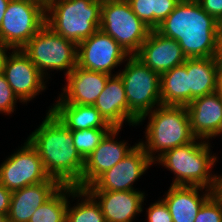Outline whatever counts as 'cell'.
I'll return each instance as SVG.
<instances>
[{"instance_id": "cell-1", "label": "cell", "mask_w": 222, "mask_h": 222, "mask_svg": "<svg viewBox=\"0 0 222 222\" xmlns=\"http://www.w3.org/2000/svg\"><path fill=\"white\" fill-rule=\"evenodd\" d=\"M155 30L176 40L187 58L220 56L222 24L196 0H180Z\"/></svg>"}, {"instance_id": "cell-2", "label": "cell", "mask_w": 222, "mask_h": 222, "mask_svg": "<svg viewBox=\"0 0 222 222\" xmlns=\"http://www.w3.org/2000/svg\"><path fill=\"white\" fill-rule=\"evenodd\" d=\"M36 148L46 173L62 185L81 188L84 159L73 144V136L50 111L41 125L27 138Z\"/></svg>"}, {"instance_id": "cell-3", "label": "cell", "mask_w": 222, "mask_h": 222, "mask_svg": "<svg viewBox=\"0 0 222 222\" xmlns=\"http://www.w3.org/2000/svg\"><path fill=\"white\" fill-rule=\"evenodd\" d=\"M149 116L145 132L144 148L148 157L155 162L165 151L192 142L196 137L191 131L190 117L186 106L160 105L144 114L137 121L142 123ZM157 156H154L156 152Z\"/></svg>"}, {"instance_id": "cell-4", "label": "cell", "mask_w": 222, "mask_h": 222, "mask_svg": "<svg viewBox=\"0 0 222 222\" xmlns=\"http://www.w3.org/2000/svg\"><path fill=\"white\" fill-rule=\"evenodd\" d=\"M165 151L155 161L175 174L171 185L198 186L213 190L216 176L211 173L217 157L210 153V143L201 139ZM203 140V141H202ZM207 141V142H206ZM211 173V174H210Z\"/></svg>"}, {"instance_id": "cell-5", "label": "cell", "mask_w": 222, "mask_h": 222, "mask_svg": "<svg viewBox=\"0 0 222 222\" xmlns=\"http://www.w3.org/2000/svg\"><path fill=\"white\" fill-rule=\"evenodd\" d=\"M102 0H50L46 25L77 45L100 26Z\"/></svg>"}, {"instance_id": "cell-6", "label": "cell", "mask_w": 222, "mask_h": 222, "mask_svg": "<svg viewBox=\"0 0 222 222\" xmlns=\"http://www.w3.org/2000/svg\"><path fill=\"white\" fill-rule=\"evenodd\" d=\"M121 77L128 102V123L137 126L144 114L160 106V75L146 66L135 55L127 58ZM156 105V106H155Z\"/></svg>"}, {"instance_id": "cell-7", "label": "cell", "mask_w": 222, "mask_h": 222, "mask_svg": "<svg viewBox=\"0 0 222 222\" xmlns=\"http://www.w3.org/2000/svg\"><path fill=\"white\" fill-rule=\"evenodd\" d=\"M99 29L129 55L140 50L152 30L133 13L127 0H102Z\"/></svg>"}, {"instance_id": "cell-8", "label": "cell", "mask_w": 222, "mask_h": 222, "mask_svg": "<svg viewBox=\"0 0 222 222\" xmlns=\"http://www.w3.org/2000/svg\"><path fill=\"white\" fill-rule=\"evenodd\" d=\"M21 50L44 77L48 75L47 69L66 70L67 76L77 66V44L55 33L46 24Z\"/></svg>"}, {"instance_id": "cell-9", "label": "cell", "mask_w": 222, "mask_h": 222, "mask_svg": "<svg viewBox=\"0 0 222 222\" xmlns=\"http://www.w3.org/2000/svg\"><path fill=\"white\" fill-rule=\"evenodd\" d=\"M46 24V5L38 0H10L0 25V40L22 49Z\"/></svg>"}, {"instance_id": "cell-10", "label": "cell", "mask_w": 222, "mask_h": 222, "mask_svg": "<svg viewBox=\"0 0 222 222\" xmlns=\"http://www.w3.org/2000/svg\"><path fill=\"white\" fill-rule=\"evenodd\" d=\"M49 178L38 151L28 139L0 165V183L10 191L45 182Z\"/></svg>"}, {"instance_id": "cell-11", "label": "cell", "mask_w": 222, "mask_h": 222, "mask_svg": "<svg viewBox=\"0 0 222 222\" xmlns=\"http://www.w3.org/2000/svg\"><path fill=\"white\" fill-rule=\"evenodd\" d=\"M130 55L108 34L98 29L77 45V66L113 75L112 69Z\"/></svg>"}, {"instance_id": "cell-12", "label": "cell", "mask_w": 222, "mask_h": 222, "mask_svg": "<svg viewBox=\"0 0 222 222\" xmlns=\"http://www.w3.org/2000/svg\"><path fill=\"white\" fill-rule=\"evenodd\" d=\"M154 162L138 143L120 162L101 174L87 191H137L133 183L138 180Z\"/></svg>"}, {"instance_id": "cell-13", "label": "cell", "mask_w": 222, "mask_h": 222, "mask_svg": "<svg viewBox=\"0 0 222 222\" xmlns=\"http://www.w3.org/2000/svg\"><path fill=\"white\" fill-rule=\"evenodd\" d=\"M9 54L2 74L18 100L25 103L46 89L45 78L21 49Z\"/></svg>"}, {"instance_id": "cell-14", "label": "cell", "mask_w": 222, "mask_h": 222, "mask_svg": "<svg viewBox=\"0 0 222 222\" xmlns=\"http://www.w3.org/2000/svg\"><path fill=\"white\" fill-rule=\"evenodd\" d=\"M121 128H112L97 148L84 160L81 189L90 186L101 174L120 162L134 148L127 142L115 141Z\"/></svg>"}, {"instance_id": "cell-15", "label": "cell", "mask_w": 222, "mask_h": 222, "mask_svg": "<svg viewBox=\"0 0 222 222\" xmlns=\"http://www.w3.org/2000/svg\"><path fill=\"white\" fill-rule=\"evenodd\" d=\"M135 56L159 75L187 60L176 40L164 37L156 30H151Z\"/></svg>"}, {"instance_id": "cell-16", "label": "cell", "mask_w": 222, "mask_h": 222, "mask_svg": "<svg viewBox=\"0 0 222 222\" xmlns=\"http://www.w3.org/2000/svg\"><path fill=\"white\" fill-rule=\"evenodd\" d=\"M191 131L199 140L214 138L222 132V94L215 92L192 100L187 106Z\"/></svg>"}, {"instance_id": "cell-17", "label": "cell", "mask_w": 222, "mask_h": 222, "mask_svg": "<svg viewBox=\"0 0 222 222\" xmlns=\"http://www.w3.org/2000/svg\"><path fill=\"white\" fill-rule=\"evenodd\" d=\"M110 76L76 66L66 76L67 86L56 103L94 105Z\"/></svg>"}, {"instance_id": "cell-18", "label": "cell", "mask_w": 222, "mask_h": 222, "mask_svg": "<svg viewBox=\"0 0 222 222\" xmlns=\"http://www.w3.org/2000/svg\"><path fill=\"white\" fill-rule=\"evenodd\" d=\"M62 184L50 177L47 181L12 191L9 222H29L36 209L47 201Z\"/></svg>"}, {"instance_id": "cell-19", "label": "cell", "mask_w": 222, "mask_h": 222, "mask_svg": "<svg viewBox=\"0 0 222 222\" xmlns=\"http://www.w3.org/2000/svg\"><path fill=\"white\" fill-rule=\"evenodd\" d=\"M99 203L106 222H132L142 212L141 191H88Z\"/></svg>"}, {"instance_id": "cell-20", "label": "cell", "mask_w": 222, "mask_h": 222, "mask_svg": "<svg viewBox=\"0 0 222 222\" xmlns=\"http://www.w3.org/2000/svg\"><path fill=\"white\" fill-rule=\"evenodd\" d=\"M201 190L206 193L203 192L200 197ZM212 195V190L205 187L171 185L162 200L168 207L173 222H194L202 205Z\"/></svg>"}, {"instance_id": "cell-21", "label": "cell", "mask_w": 222, "mask_h": 222, "mask_svg": "<svg viewBox=\"0 0 222 222\" xmlns=\"http://www.w3.org/2000/svg\"><path fill=\"white\" fill-rule=\"evenodd\" d=\"M114 128L128 122V102L123 81L118 73L111 75L93 105Z\"/></svg>"}, {"instance_id": "cell-22", "label": "cell", "mask_w": 222, "mask_h": 222, "mask_svg": "<svg viewBox=\"0 0 222 222\" xmlns=\"http://www.w3.org/2000/svg\"><path fill=\"white\" fill-rule=\"evenodd\" d=\"M48 111L71 131L113 128L93 105L56 103Z\"/></svg>"}, {"instance_id": "cell-23", "label": "cell", "mask_w": 222, "mask_h": 222, "mask_svg": "<svg viewBox=\"0 0 222 222\" xmlns=\"http://www.w3.org/2000/svg\"><path fill=\"white\" fill-rule=\"evenodd\" d=\"M220 57L187 58L189 75V103L195 98L217 92Z\"/></svg>"}, {"instance_id": "cell-24", "label": "cell", "mask_w": 222, "mask_h": 222, "mask_svg": "<svg viewBox=\"0 0 222 222\" xmlns=\"http://www.w3.org/2000/svg\"><path fill=\"white\" fill-rule=\"evenodd\" d=\"M160 95L162 105L189 104V75L186 61L160 75Z\"/></svg>"}, {"instance_id": "cell-25", "label": "cell", "mask_w": 222, "mask_h": 222, "mask_svg": "<svg viewBox=\"0 0 222 222\" xmlns=\"http://www.w3.org/2000/svg\"><path fill=\"white\" fill-rule=\"evenodd\" d=\"M70 196H72V185H62L36 209L29 222H66L67 206L70 202L68 197Z\"/></svg>"}, {"instance_id": "cell-26", "label": "cell", "mask_w": 222, "mask_h": 222, "mask_svg": "<svg viewBox=\"0 0 222 222\" xmlns=\"http://www.w3.org/2000/svg\"><path fill=\"white\" fill-rule=\"evenodd\" d=\"M72 197L83 199L72 208L68 203L66 222H106L99 203L86 189L72 185Z\"/></svg>"}, {"instance_id": "cell-27", "label": "cell", "mask_w": 222, "mask_h": 222, "mask_svg": "<svg viewBox=\"0 0 222 222\" xmlns=\"http://www.w3.org/2000/svg\"><path fill=\"white\" fill-rule=\"evenodd\" d=\"M111 129H83L71 131L73 144L79 155L85 160L100 144Z\"/></svg>"}, {"instance_id": "cell-28", "label": "cell", "mask_w": 222, "mask_h": 222, "mask_svg": "<svg viewBox=\"0 0 222 222\" xmlns=\"http://www.w3.org/2000/svg\"><path fill=\"white\" fill-rule=\"evenodd\" d=\"M194 222H222V205L212 195L199 210Z\"/></svg>"}, {"instance_id": "cell-29", "label": "cell", "mask_w": 222, "mask_h": 222, "mask_svg": "<svg viewBox=\"0 0 222 222\" xmlns=\"http://www.w3.org/2000/svg\"><path fill=\"white\" fill-rule=\"evenodd\" d=\"M133 13L154 30V0H127Z\"/></svg>"}, {"instance_id": "cell-30", "label": "cell", "mask_w": 222, "mask_h": 222, "mask_svg": "<svg viewBox=\"0 0 222 222\" xmlns=\"http://www.w3.org/2000/svg\"><path fill=\"white\" fill-rule=\"evenodd\" d=\"M17 99L5 76L0 74V113L7 115L14 112Z\"/></svg>"}, {"instance_id": "cell-31", "label": "cell", "mask_w": 222, "mask_h": 222, "mask_svg": "<svg viewBox=\"0 0 222 222\" xmlns=\"http://www.w3.org/2000/svg\"><path fill=\"white\" fill-rule=\"evenodd\" d=\"M180 0H154V30L175 9Z\"/></svg>"}, {"instance_id": "cell-32", "label": "cell", "mask_w": 222, "mask_h": 222, "mask_svg": "<svg viewBox=\"0 0 222 222\" xmlns=\"http://www.w3.org/2000/svg\"><path fill=\"white\" fill-rule=\"evenodd\" d=\"M147 222H173L165 202L161 199L147 209Z\"/></svg>"}, {"instance_id": "cell-33", "label": "cell", "mask_w": 222, "mask_h": 222, "mask_svg": "<svg viewBox=\"0 0 222 222\" xmlns=\"http://www.w3.org/2000/svg\"><path fill=\"white\" fill-rule=\"evenodd\" d=\"M199 5L222 24V0H196Z\"/></svg>"}, {"instance_id": "cell-34", "label": "cell", "mask_w": 222, "mask_h": 222, "mask_svg": "<svg viewBox=\"0 0 222 222\" xmlns=\"http://www.w3.org/2000/svg\"><path fill=\"white\" fill-rule=\"evenodd\" d=\"M12 191L0 183V213L8 215Z\"/></svg>"}, {"instance_id": "cell-35", "label": "cell", "mask_w": 222, "mask_h": 222, "mask_svg": "<svg viewBox=\"0 0 222 222\" xmlns=\"http://www.w3.org/2000/svg\"><path fill=\"white\" fill-rule=\"evenodd\" d=\"M213 196L221 203L222 205V174L216 176L215 184L213 187Z\"/></svg>"}, {"instance_id": "cell-36", "label": "cell", "mask_w": 222, "mask_h": 222, "mask_svg": "<svg viewBox=\"0 0 222 222\" xmlns=\"http://www.w3.org/2000/svg\"><path fill=\"white\" fill-rule=\"evenodd\" d=\"M9 49L13 50L10 46L6 45L5 43H3L0 40V74H2L6 58H7V56H9L7 54V50H9Z\"/></svg>"}, {"instance_id": "cell-37", "label": "cell", "mask_w": 222, "mask_h": 222, "mask_svg": "<svg viewBox=\"0 0 222 222\" xmlns=\"http://www.w3.org/2000/svg\"><path fill=\"white\" fill-rule=\"evenodd\" d=\"M217 92L222 94V61L221 60H219V66H218Z\"/></svg>"}, {"instance_id": "cell-38", "label": "cell", "mask_w": 222, "mask_h": 222, "mask_svg": "<svg viewBox=\"0 0 222 222\" xmlns=\"http://www.w3.org/2000/svg\"><path fill=\"white\" fill-rule=\"evenodd\" d=\"M10 0H0V25L2 23L4 13Z\"/></svg>"}, {"instance_id": "cell-39", "label": "cell", "mask_w": 222, "mask_h": 222, "mask_svg": "<svg viewBox=\"0 0 222 222\" xmlns=\"http://www.w3.org/2000/svg\"><path fill=\"white\" fill-rule=\"evenodd\" d=\"M0 222H9L8 215L0 213Z\"/></svg>"}, {"instance_id": "cell-40", "label": "cell", "mask_w": 222, "mask_h": 222, "mask_svg": "<svg viewBox=\"0 0 222 222\" xmlns=\"http://www.w3.org/2000/svg\"><path fill=\"white\" fill-rule=\"evenodd\" d=\"M220 60L222 61V40H221V45H220Z\"/></svg>"}, {"instance_id": "cell-41", "label": "cell", "mask_w": 222, "mask_h": 222, "mask_svg": "<svg viewBox=\"0 0 222 222\" xmlns=\"http://www.w3.org/2000/svg\"><path fill=\"white\" fill-rule=\"evenodd\" d=\"M38 1L44 3L45 5H47L50 2V0H38Z\"/></svg>"}]
</instances>
